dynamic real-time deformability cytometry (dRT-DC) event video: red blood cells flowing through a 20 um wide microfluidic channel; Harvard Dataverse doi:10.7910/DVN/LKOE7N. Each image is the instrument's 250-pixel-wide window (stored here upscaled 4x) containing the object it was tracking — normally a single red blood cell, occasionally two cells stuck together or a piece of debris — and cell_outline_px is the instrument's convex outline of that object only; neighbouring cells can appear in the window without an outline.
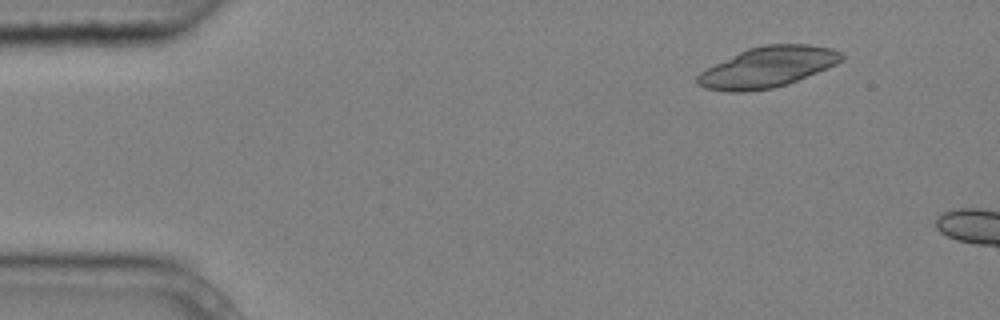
{"species": "common noctule bat (a hibernating species)", "species_latin": "Nyctalus noctula", "temperature_condition": "cold", "stored_images_in_passage": 2, "segment_of_instrument_passage": [2, 2], "camera_frame_rate_fps": 3000, "um_per_image_px": 0.085, "animal": {"sex": "male", "body_mass_g": 20.4}, "frame": {"image": 1, "passage_image": 2, "time_ms": 0.333, "image_size_px": [1000, 320], "cell_outline_px": [[844, 60], [828, 68], [796, 80], [772, 88], [744, 92], [728, 92], [704, 88], [696, 84], [696, 76], [700, 72], [748, 48], [764, 44], [808, 44], [832, 48], [840, 52], [844, 56]], "centroid_in_image_um": [65.25, 5.7], "position_along_channel_um": 19.7, "area_um2": 33.81}}